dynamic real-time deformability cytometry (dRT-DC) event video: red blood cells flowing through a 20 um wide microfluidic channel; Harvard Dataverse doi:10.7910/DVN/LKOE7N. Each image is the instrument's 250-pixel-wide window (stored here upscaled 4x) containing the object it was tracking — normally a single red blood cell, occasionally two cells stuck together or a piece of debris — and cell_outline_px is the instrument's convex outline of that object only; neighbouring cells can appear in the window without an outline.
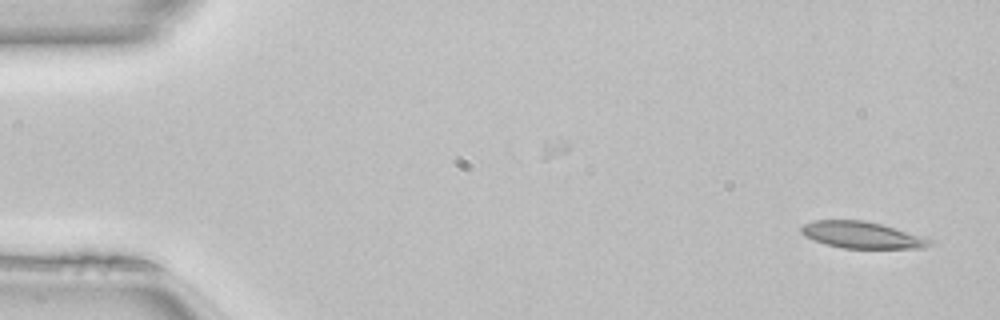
{"species": "common noctule bat (a hibernating species)", "species_latin": "Nyctalus noctula", "temperature_condition": "room temperature", "stored_images_in_passage": 15, "camera_frame_rate_fps": 3000, "um_per_image_px": 0.085, "animal": {"sex": "female", "body_mass_g": 22.7, "forearm_length_mm": 54.2}, "frame": {"image": 1, "passage_image": 1, "time_ms": 0.0, "image_size_px": [1000, 320], "cell_outline_px": [[936, 240], [932, 244], [924, 248], [844, 248], [824, 244], [804, 236], [800, 232], [800, 228], [804, 224], [812, 220], [864, 220], [880, 224], [924, 236]], "centroid_in_image_um": [73.28, 19.97], "position_along_channel_um": 11.7, "area_um2": 20.11}}
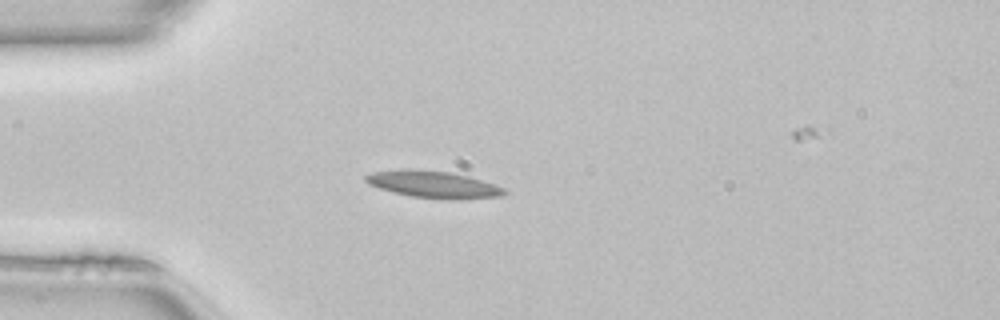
{"frame": {"image": 2, "passage_image": 12, "time_ms": 3.667, "image_size_px": [1000, 320], "cell_outline_px": [[508, 192], [500, 196], [456, 200], [452, 200], [412, 196], [392, 192], [368, 184], [364, 180], [364, 176], [372, 172], [404, 168], [408, 168], [448, 172], [468, 176], [504, 188]], "centroid_in_image_um": [36.79, 15.67], "position_along_channel_um": 48.2, "area_um2": 21.73}}